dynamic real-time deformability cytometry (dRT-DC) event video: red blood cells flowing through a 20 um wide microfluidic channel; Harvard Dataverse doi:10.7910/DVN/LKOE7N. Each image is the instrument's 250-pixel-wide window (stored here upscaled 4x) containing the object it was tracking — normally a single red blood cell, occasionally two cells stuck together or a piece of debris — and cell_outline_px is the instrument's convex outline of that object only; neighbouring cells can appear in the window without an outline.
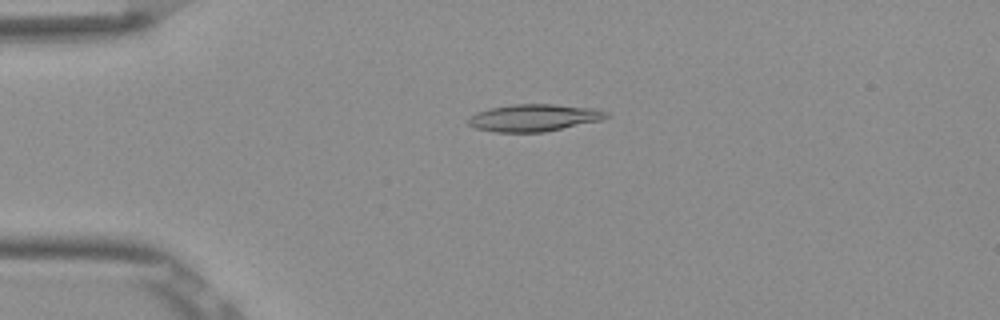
{"species": "Egyptian fruit bat (a non-hibernating species)", "species_latin": "Rousettus aegyptiacus", "temperature_condition": "room temperature", "stored_images_in_passage": 46, "camera_frame_rate_fps": 3000, "um_per_image_px": 0.085, "frame": {"image": 1, "passage_image": 6, "time_ms": 1.667, "image_size_px": [1000, 320], "cell_outline_px": [[612, 116], [604, 120], [544, 132], [496, 132], [476, 128], [468, 124], [468, 120], [476, 112], [492, 108], [512, 104], [552, 104], [596, 108], [608, 112]], "centroid_in_image_um": [45.48, 10.01], "position_along_channel_um": 39.5, "area_um2": 21.96}}
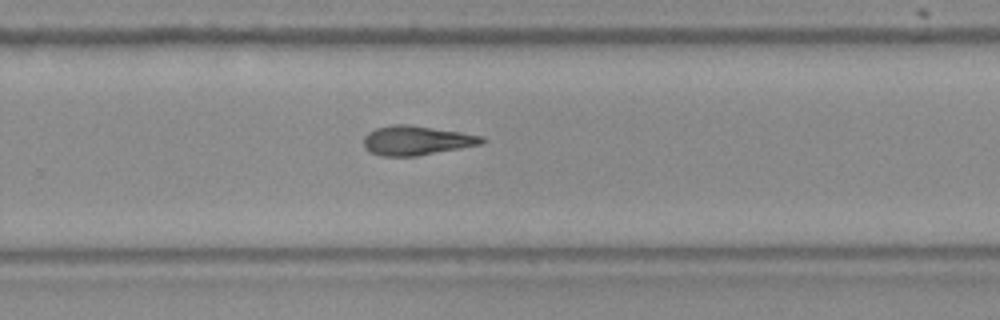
{"frame": {"image": 2, "passage_image": 28, "time_ms": 9.0, "image_size_px": [1000, 320], "cell_outline_px": [[488, 140], [484, 144], [416, 156], [380, 156], [364, 148], [364, 136], [368, 132], [376, 128], [392, 124], [408, 124], [460, 132], [484, 136]], "centroid_in_image_um": [35.43, 11.94], "position_along_channel_um": 294.4, "area_um2": 20.35}}
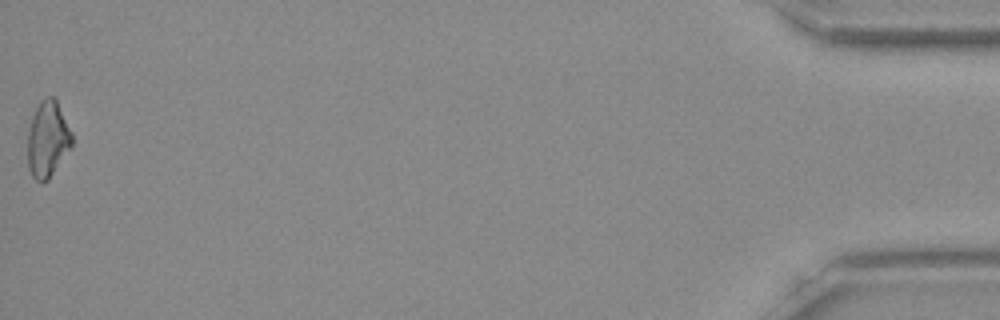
{"frame": {"image": 3, "passage_image": 46, "time_ms": 15.0, "image_size_px": [1000, 320], "cell_outline_px": [[72, 148], [48, 180], [36, 180], [32, 176], [28, 168], [28, 128], [32, 116], [40, 100], [48, 96], [52, 96], [56, 100], [72, 132]], "centroid_in_image_um": [4.06, 11.83], "position_along_channel_um": 431.1, "area_um2": 19.71}}